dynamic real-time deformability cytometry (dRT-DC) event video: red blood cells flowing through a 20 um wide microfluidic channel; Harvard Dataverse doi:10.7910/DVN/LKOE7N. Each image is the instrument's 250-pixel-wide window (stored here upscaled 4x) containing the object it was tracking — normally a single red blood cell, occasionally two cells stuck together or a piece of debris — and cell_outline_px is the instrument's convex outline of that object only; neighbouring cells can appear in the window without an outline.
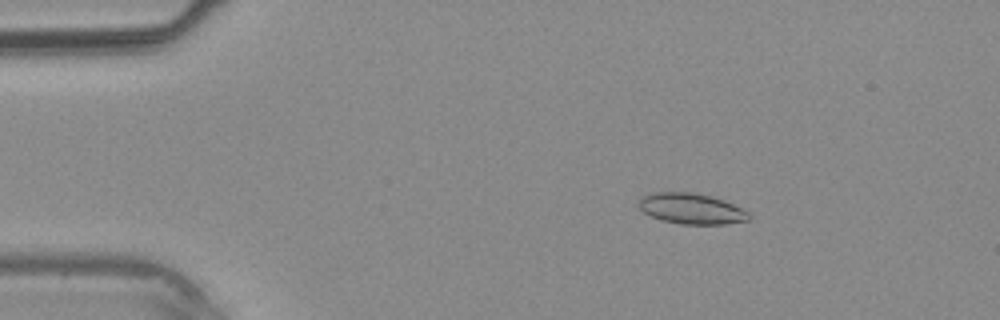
{"species": "common noctule bat (a hibernating species)", "species_latin": "Nyctalus noctula", "temperature_condition": "warm", "stored_images_in_passage": 39, "camera_frame_rate_fps": 3000, "um_per_image_px": 0.085, "animal": {"sex": "male", "body_mass_g": 20.4}, "frame": {"image": 1, "passage_image": 7, "time_ms": 2.0, "image_size_px": [1000, 320], "cell_outline_px": [[752, 216], [748, 220], [724, 224], [680, 224], [660, 220], [644, 212], [640, 208], [640, 200], [644, 196], [652, 192], [696, 192], [712, 196], [724, 200], [748, 212]], "centroid_in_image_um": [58.78, 17.73], "position_along_channel_um": 26.2, "area_um2": 19.65}}
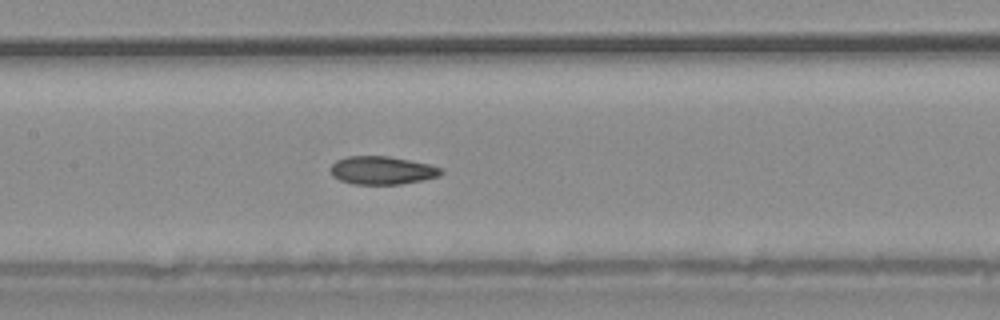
{"frame": {"image": 2, "passage_image": 19, "time_ms": 6.0, "image_size_px": [1000, 320], "cell_outline_px": [[444, 172], [440, 176], [424, 180], [400, 184], [352, 184], [340, 180], [332, 176], [332, 164], [336, 160], [348, 156], [388, 156], [428, 164], [440, 168]], "centroid_in_image_um": [32.48, 14.48], "position_along_channel_um": 174.9, "area_um2": 18.03}}
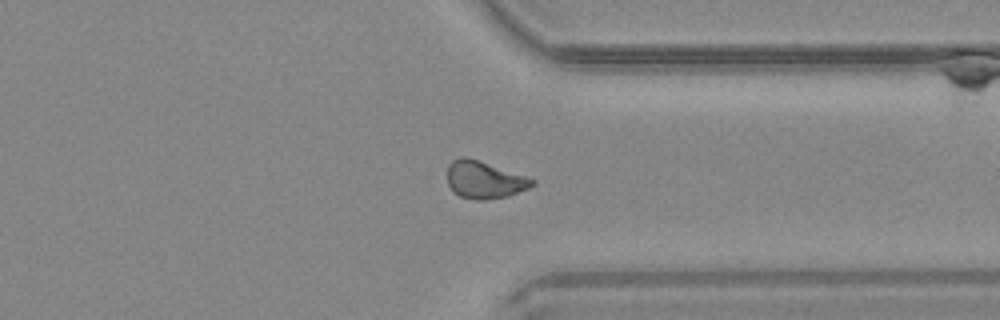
{"frame": {"image": 3, "passage_image": 30, "time_ms": 9.667, "image_size_px": [1000, 320], "cell_outline_px": [[536, 184], [528, 188], [508, 196], [484, 200], [476, 200], [460, 196], [452, 192], [448, 184], [448, 164], [452, 160], [460, 156], [468, 156], [536, 180]], "centroid_in_image_um": [41.14, 15.28], "position_along_channel_um": 370.3, "area_um2": 18.55}}